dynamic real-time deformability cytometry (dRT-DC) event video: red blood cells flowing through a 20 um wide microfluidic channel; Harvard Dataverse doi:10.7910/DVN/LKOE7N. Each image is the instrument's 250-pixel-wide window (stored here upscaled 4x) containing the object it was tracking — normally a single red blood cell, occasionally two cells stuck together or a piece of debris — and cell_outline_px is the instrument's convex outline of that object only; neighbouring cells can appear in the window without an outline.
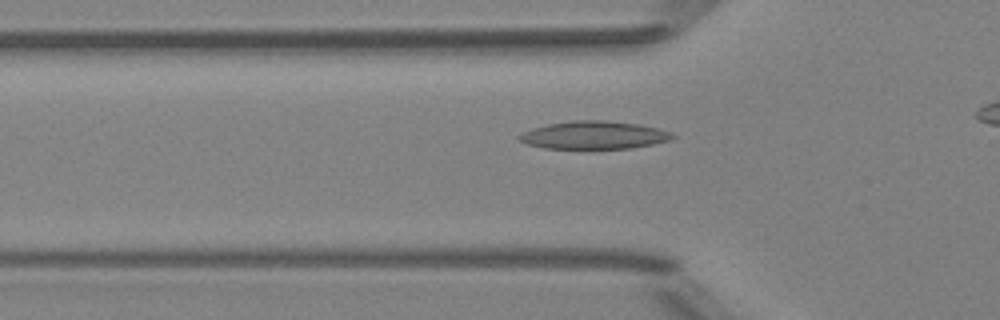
{"species": "Egyptian fruit bat (a non-hibernating species)", "species_latin": "Rousettus aegyptiacus", "temperature_condition": "room temperature", "stored_images_in_passage": 33, "camera_frame_rate_fps": 3000, "um_per_image_px": 0.085, "animal": {"sex": "female"}, "frame": {"image": 1, "passage_image": 8, "time_ms": 2.333, "image_size_px": [1000, 320], "cell_outline_px": [[676, 136], [668, 140], [652, 144], [628, 148], [544, 148], [528, 144], [520, 140], [516, 136], [532, 128], [548, 124], [572, 120], [604, 120], [640, 124], [672, 132]], "centroid_in_image_um": [50.48, 11.47], "position_along_channel_um": 75.3, "area_um2": 24.68}}
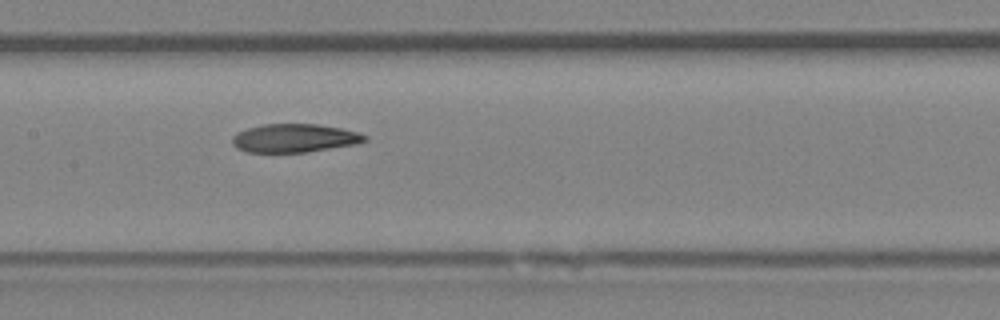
{"frame": {"image": 2, "passage_image": 16, "time_ms": 5.0, "image_size_px": [1000, 320], "cell_outline_px": [[368, 140], [356, 144], [308, 152], [248, 152], [236, 148], [232, 144], [232, 136], [236, 132], [248, 128], [264, 124], [316, 124], [340, 128], [356, 132], [368, 136]], "centroid_in_image_um": [25.01, 11.74], "position_along_channel_um": 182.4, "area_um2": 21.96}}
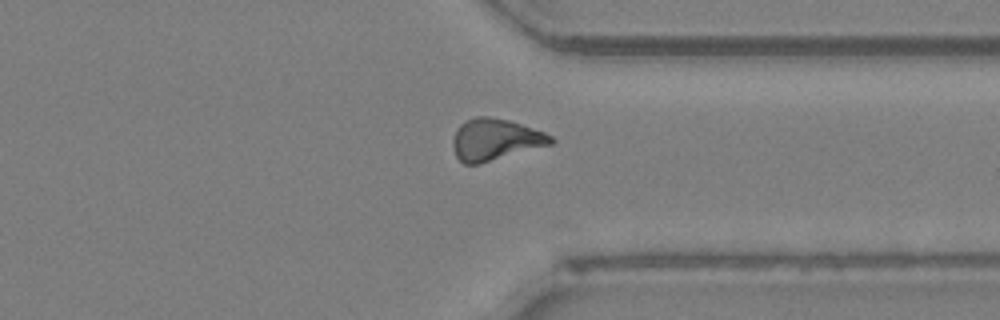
{"frame": {"image": 3, "passage_image": 30, "time_ms": 9.667, "image_size_px": [1000, 320], "cell_outline_px": [[556, 140], [552, 144], [480, 164], [464, 164], [456, 156], [452, 144], [452, 140], [456, 128], [464, 120], [476, 116], [488, 116], [508, 120], [544, 132], [552, 136]], "centroid_in_image_um": [42.07, 11.86], "position_along_channel_um": 369.3, "area_um2": 23.87}}